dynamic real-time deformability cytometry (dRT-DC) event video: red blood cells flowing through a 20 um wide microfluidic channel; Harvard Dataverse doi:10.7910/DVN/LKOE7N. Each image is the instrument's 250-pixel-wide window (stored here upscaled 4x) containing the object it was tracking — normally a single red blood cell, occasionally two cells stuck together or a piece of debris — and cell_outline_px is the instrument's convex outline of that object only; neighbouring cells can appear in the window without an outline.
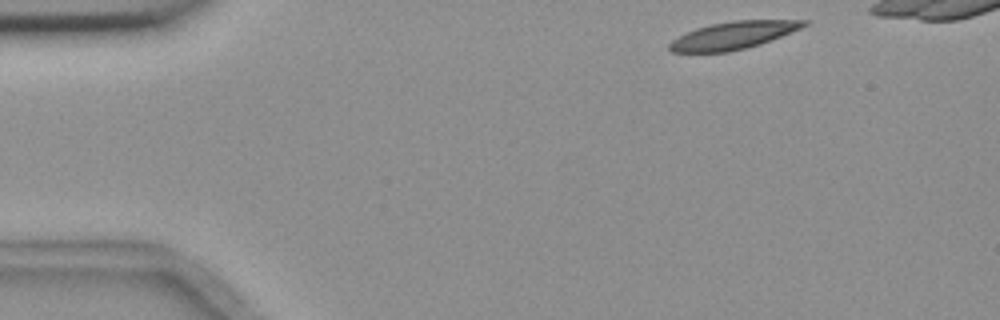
{"species": "common noctule bat (a hibernating species)", "species_latin": "Nyctalus noctula", "temperature_condition": "room temperature", "stored_images_in_passage": 7, "camera_frame_rate_fps": 3000, "um_per_image_px": 0.085, "animal": {"sex": "female", "body_mass_g": 18.4}, "frame": {"image": 1, "passage_image": 1, "time_ms": 0.0, "image_size_px": [1000, 320], "cell_outline_px": [[808, 24], [800, 28], [760, 44], [728, 52], [672, 52], [668, 48], [668, 44], [672, 40], [696, 28], [712, 24], [732, 20], [808, 20]], "centroid_in_image_um": [62.3, 3.0], "position_along_channel_um": 22.7, "area_um2": 21.21}}
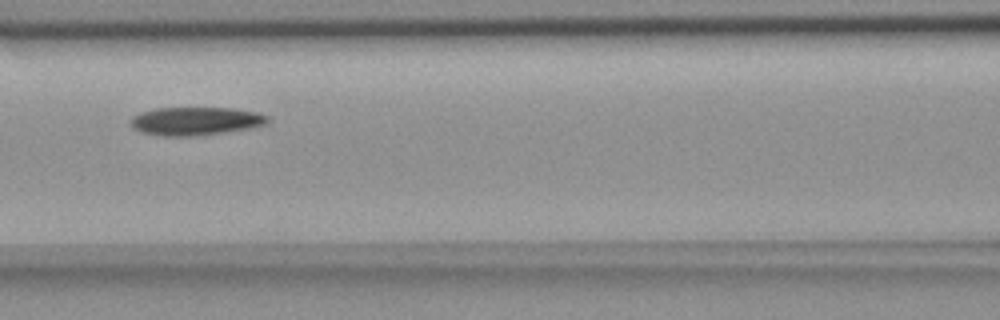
{"frame": {"image": 2, "passage_image": 6, "time_ms": 5.667, "image_size_px": [1000, 320], "cell_outline_px": [[268, 120], [264, 124], [248, 128], [196, 136], [160, 136], [140, 132], [132, 128], [132, 116], [140, 112], [156, 108], [232, 108], [256, 112], [268, 116]], "centroid_in_image_um": [16.56, 10.29], "position_along_channel_um": 150.0, "area_um2": 22.37}}
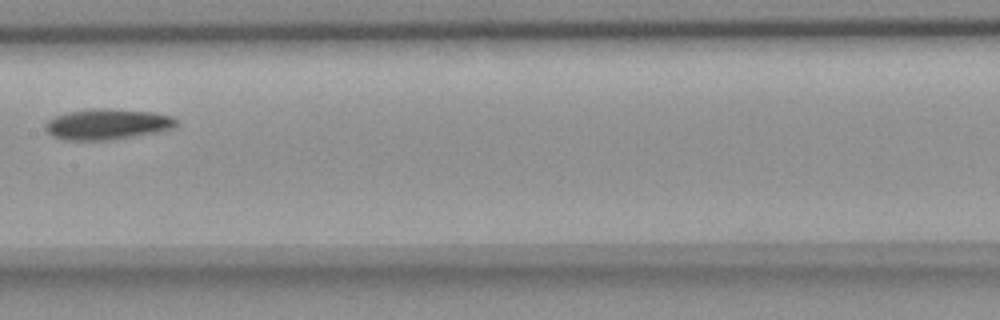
{"frame": {"image": 3, "passage_image": 7, "time_ms": 7.0, "image_size_px": [1000, 320], "cell_outline_px": [[180, 124], [176, 128], [156, 132], [132, 136], [104, 140], [68, 140], [52, 136], [44, 128], [44, 124], [48, 120], [56, 116], [72, 112], [92, 108], [108, 108], [156, 112], [172, 116]], "centroid_in_image_um": [9.16, 10.55], "position_along_channel_um": 198.2, "area_um2": 23.41}}